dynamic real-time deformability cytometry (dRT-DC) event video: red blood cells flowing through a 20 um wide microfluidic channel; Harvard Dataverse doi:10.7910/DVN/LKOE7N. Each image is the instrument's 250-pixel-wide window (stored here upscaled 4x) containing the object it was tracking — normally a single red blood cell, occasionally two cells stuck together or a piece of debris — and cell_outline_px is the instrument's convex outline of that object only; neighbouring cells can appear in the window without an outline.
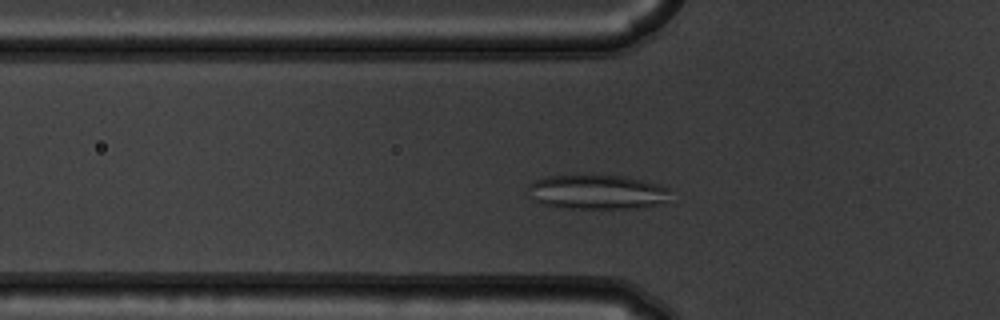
{"species": "common noctule bat (a hibernating species)", "species_latin": "Nyctalus noctula", "temperature_condition": "warm", "stored_images_in_passage": 47, "camera_frame_rate_fps": 3000, "um_per_image_px": 0.085, "animal": {"sex": "male", "body_mass_g": 19.5, "forearm_length_mm": 54.6}, "frame": {"image": 1, "passage_image": 11, "time_ms": 3.333, "image_size_px": [1000, 320], "cell_outline_px": [[672, 188], [668, 204], [636, 208], [564, 208], [544, 204], [532, 200], [528, 196], [528, 188], [536, 180], [548, 176], [580, 172], [628, 176], [660, 184]], "centroid_in_image_um": [50.83, 16.28], "position_along_channel_um": 75.0, "area_um2": 30.11}}
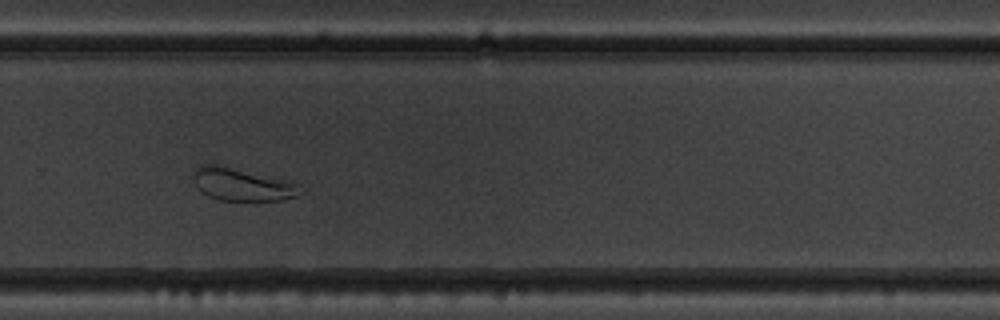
{"frame": {"image": 2, "passage_image": 30, "time_ms": 9.667, "image_size_px": [1000, 320], "cell_outline_px": [[304, 192], [296, 196], [280, 200], [220, 200], [208, 196], [200, 192], [196, 184], [192, 172], [200, 164], [216, 164], [288, 180], [300, 184], [304, 188]], "centroid_in_image_um": [20.6, 15.67], "position_along_channel_um": 309.2, "area_um2": 20.46}}
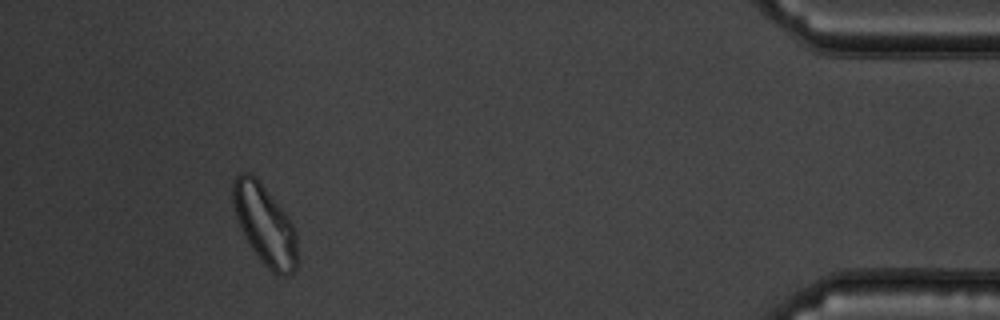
{"frame": {"image": 3, "passage_image": 43, "time_ms": 14.0, "image_size_px": [1000, 320], "cell_outline_px": [[296, 268], [288, 276], [280, 276], [272, 272], [264, 264], [252, 248], [244, 236], [240, 228], [236, 216], [232, 200], [232, 180], [240, 172], [248, 172], [256, 176], [288, 216], [296, 232]], "centroid_in_image_um": [22.49, 19.07], "position_along_channel_um": 412.7, "area_um2": 29.88}}